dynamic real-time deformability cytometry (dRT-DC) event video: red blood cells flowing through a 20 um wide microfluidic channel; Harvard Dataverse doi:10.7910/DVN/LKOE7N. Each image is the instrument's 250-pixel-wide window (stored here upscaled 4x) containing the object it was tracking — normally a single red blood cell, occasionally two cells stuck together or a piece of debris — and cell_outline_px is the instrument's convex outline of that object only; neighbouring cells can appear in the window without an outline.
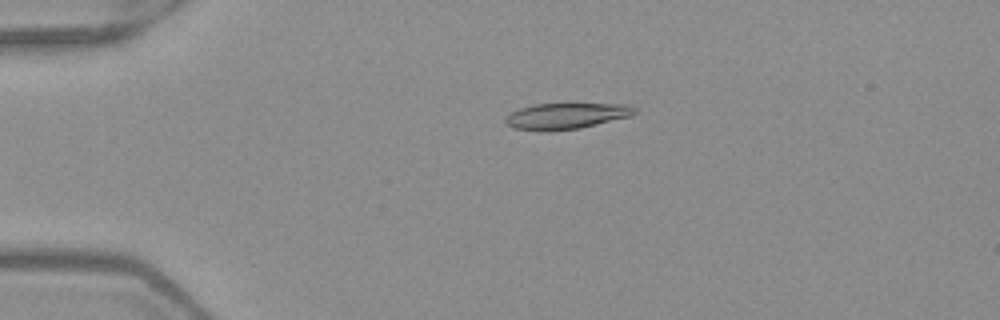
{"species": "Egyptian fruit bat (a non-hibernating species)", "species_latin": "Rousettus aegyptiacus", "temperature_condition": "warm", "stored_images_in_passage": 51, "camera_frame_rate_fps": 3000, "um_per_image_px": 0.085, "frame": {"image": 1, "passage_image": 12, "time_ms": 3.667, "image_size_px": [1000, 320], "cell_outline_px": [[636, 112], [632, 116], [580, 128], [516, 128], [508, 124], [504, 120], [512, 112], [520, 108], [536, 104], [632, 104], [636, 108]], "centroid_in_image_um": [48.27, 9.8], "position_along_channel_um": 36.7, "area_um2": 18.61}}
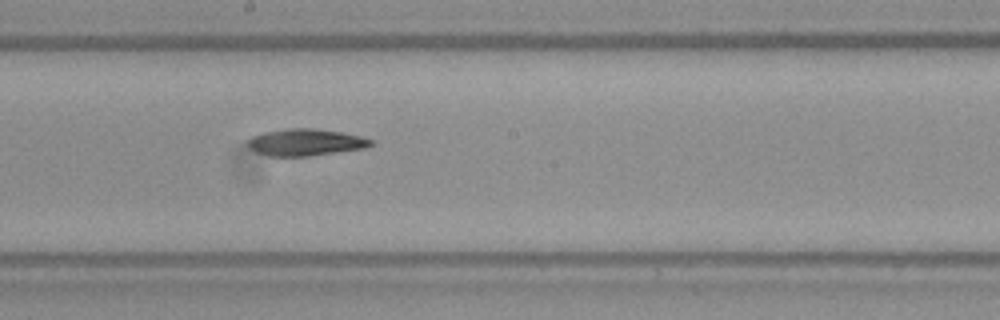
{"frame": {"image": 2, "passage_image": 29, "time_ms": 9.333, "image_size_px": [1000, 320], "cell_outline_px": [[376, 144], [364, 148], [308, 156], [268, 156], [256, 152], [248, 144], [248, 140], [252, 136], [264, 132], [288, 128], [316, 128], [340, 132], [360, 136], [372, 140]], "centroid_in_image_um": [25.99, 12.09], "position_along_channel_um": 222.2, "area_um2": 19.13}}
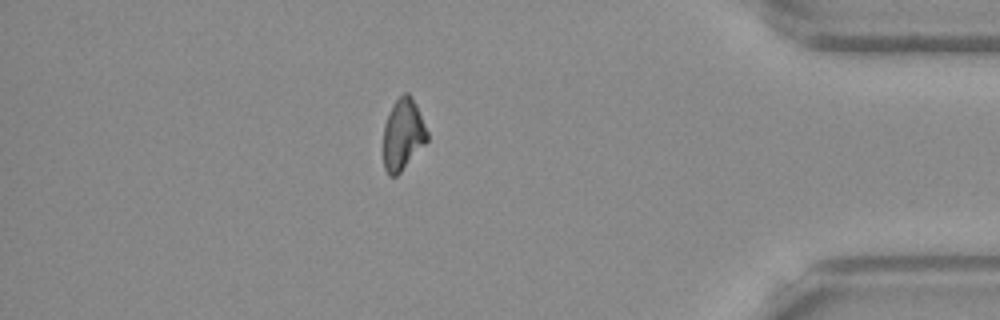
{"frame": {"image": 3, "passage_image": 45, "time_ms": 14.667, "image_size_px": [1000, 320], "cell_outline_px": [[428, 140], [400, 172], [396, 176], [388, 176], [384, 168], [384, 124], [388, 112], [392, 104], [404, 92], [408, 92], [412, 96], [416, 104], [428, 132]], "centroid_in_image_um": [34.24, 11.4], "position_along_channel_um": 401.0, "area_um2": 18.21}, "authors_computed_cell_mechanics": {"area_um2": 19.8254, "velocity_mm_per_s": 4.0069, "shape_relaxation_time_tau1_ms": 8.4946, "shape_relaxation_time_tau2_ms": null, "deformation_change_tau1": 0.2017, "deformation_change_tau2": null}}